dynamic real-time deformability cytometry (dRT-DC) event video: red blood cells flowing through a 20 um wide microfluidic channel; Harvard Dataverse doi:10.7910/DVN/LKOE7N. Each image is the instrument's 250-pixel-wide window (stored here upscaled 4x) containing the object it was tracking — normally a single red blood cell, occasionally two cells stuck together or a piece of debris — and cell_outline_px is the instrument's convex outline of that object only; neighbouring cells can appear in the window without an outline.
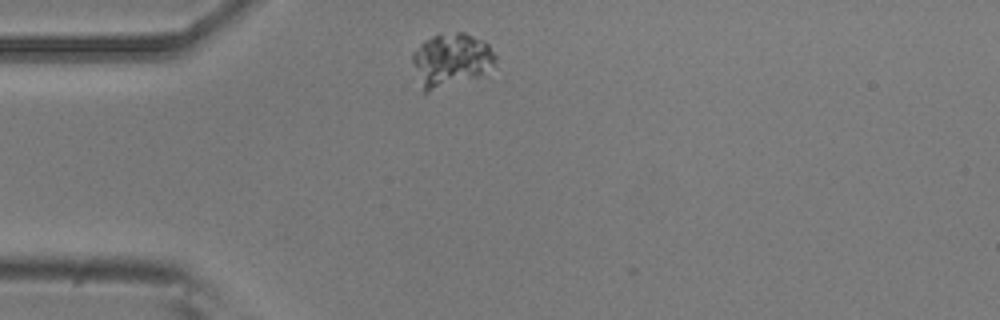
{"species": "common noctule bat (a hibernating species)", "species_latin": "Nyctalus noctula", "temperature_condition": "room temperature", "stored_images_in_passage": 3, "camera_frame_rate_fps": 3000, "um_per_image_px": 0.085, "animal": {"sex": "male", "body_mass_g": 20.5, "forearm_length_mm": 52.5}, "frame": {"image": 1, "passage_image": 1, "time_ms": 0.0, "image_size_px": [1000, 320], "cell_outline_px": [[496, 64], [480, 76], [428, 92], [424, 92], [412, 64], [412, 52], [424, 40], [432, 36], [456, 32], [464, 32], [484, 40], [488, 44], [496, 56]], "centroid_in_image_um": [38.35, 5.09], "position_along_channel_um": 46.6, "area_um2": 25.84}}